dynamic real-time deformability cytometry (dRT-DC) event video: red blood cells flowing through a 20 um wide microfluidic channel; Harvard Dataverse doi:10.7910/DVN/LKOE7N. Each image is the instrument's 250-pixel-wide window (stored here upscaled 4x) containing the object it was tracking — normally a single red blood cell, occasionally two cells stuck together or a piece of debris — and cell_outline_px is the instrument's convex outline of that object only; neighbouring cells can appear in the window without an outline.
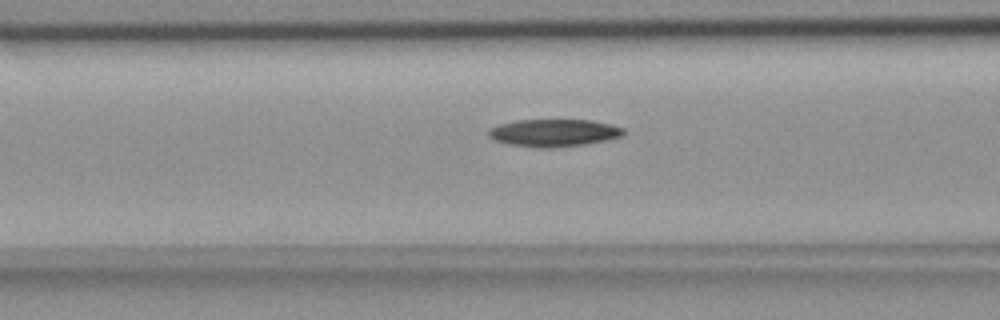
{"species": "common noctule bat (a hibernating species)", "species_latin": "Nyctalus noctula", "temperature_condition": "room temperature", "stored_images_in_passage": 55, "camera_frame_rate_fps": 3000, "um_per_image_px": 0.085, "animal": {"sex": "female", "body_mass_g": 18.4}, "frame": {"image": 1, "passage_image": 22, "time_ms": 7.0, "image_size_px": [1000, 320], "cell_outline_px": [[624, 136], [608, 140], [584, 144], [552, 148], [536, 148], [508, 144], [492, 140], [488, 136], [488, 128], [500, 124], [516, 120], [592, 120], [612, 124], [624, 128]], "centroid_in_image_um": [47.07, 11.29], "position_along_channel_um": 119.5, "area_um2": 21.91}}
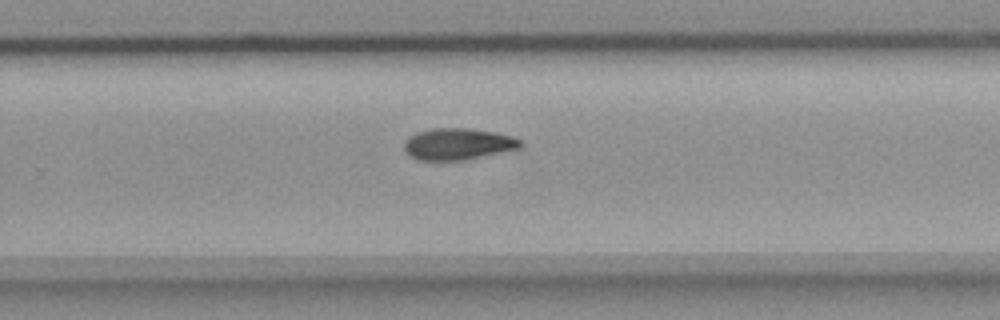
{"frame": {"image": 2, "passage_image": 36, "time_ms": 11.667, "image_size_px": [1000, 320], "cell_outline_px": [[524, 144], [520, 148], [464, 160], [416, 160], [408, 156], [404, 148], [404, 140], [416, 132], [432, 128], [468, 128], [496, 132], [512, 136], [520, 140]], "centroid_in_image_um": [38.9, 12.24], "position_along_channel_um": 290.9, "area_um2": 21.56}}
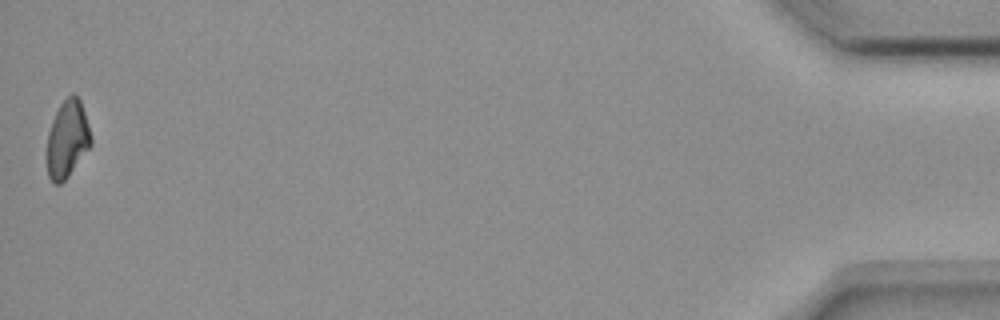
{"frame": {"image": 3, "passage_image": 55, "time_ms": 18.0, "image_size_px": [1000, 320], "cell_outline_px": [[92, 144], [68, 176], [60, 184], [56, 184], [48, 176], [48, 132], [52, 120], [60, 104], [72, 92], [80, 100], [92, 136]], "centroid_in_image_um": [5.74, 11.8], "position_along_channel_um": 429.5, "area_um2": 19.48}, "authors_computed_cell_mechanics": {"area_um2": 20.9236, "velocity_mm_per_s": 3.6845, "shape_relaxation_time_tau1_ms": 7.342, "shape_relaxation_time_tau2_ms": null, "deformation_change_tau1": 0.1531, "deformation_change_tau2": null}}